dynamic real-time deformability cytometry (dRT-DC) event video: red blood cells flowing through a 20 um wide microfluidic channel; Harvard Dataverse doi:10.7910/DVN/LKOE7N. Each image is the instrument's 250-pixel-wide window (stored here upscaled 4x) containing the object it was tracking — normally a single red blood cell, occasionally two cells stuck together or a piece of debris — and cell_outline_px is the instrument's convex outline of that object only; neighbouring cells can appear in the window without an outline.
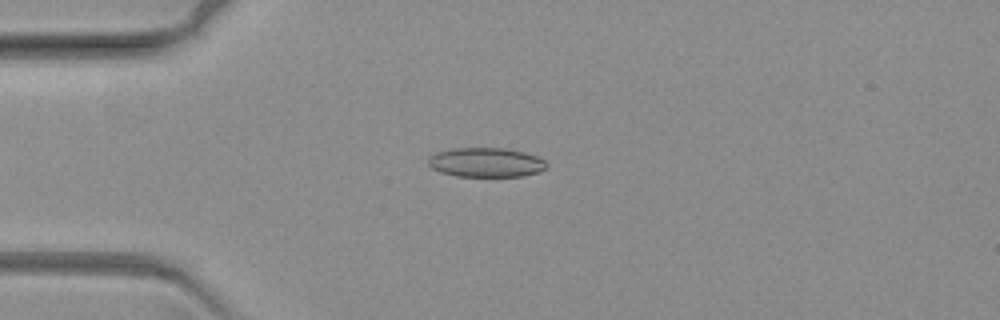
{"species": "common noctule bat (a hibernating species)", "species_latin": "Nyctalus noctula", "temperature_condition": "warm", "stored_images_in_passage": 49, "camera_frame_rate_fps": 3000, "um_per_image_px": 0.085, "animal": {"sex": "female", "body_mass_g": 19.3, "forearm_length_mm": 54.1}, "frame": {"image": 1, "passage_image": 8, "time_ms": 2.333, "image_size_px": [1000, 320], "cell_outline_px": [[548, 168], [540, 172], [524, 176], [456, 176], [440, 172], [432, 168], [428, 164], [428, 156], [436, 152], [452, 148], [508, 148], [524, 152], [536, 156], [544, 160], [548, 164]], "centroid_in_image_um": [41.32, 13.8], "position_along_channel_um": 43.7, "area_um2": 20.52}}
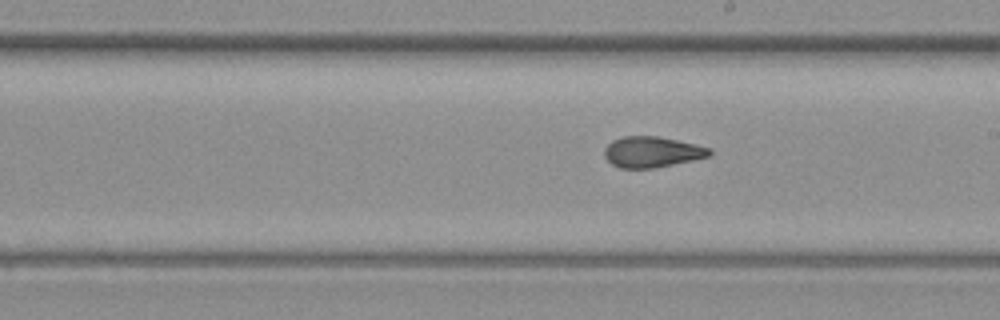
{"frame": {"image": 2, "passage_image": 29, "time_ms": 9.333, "image_size_px": [1000, 320], "cell_outline_px": [[712, 152], [708, 156], [692, 160], [652, 168], [620, 168], [612, 164], [604, 156], [604, 148], [612, 140], [624, 136], [656, 136], [676, 140], [712, 148]], "centroid_in_image_um": [55.39, 12.91], "position_along_channel_um": 233.6, "area_um2": 18.67}}
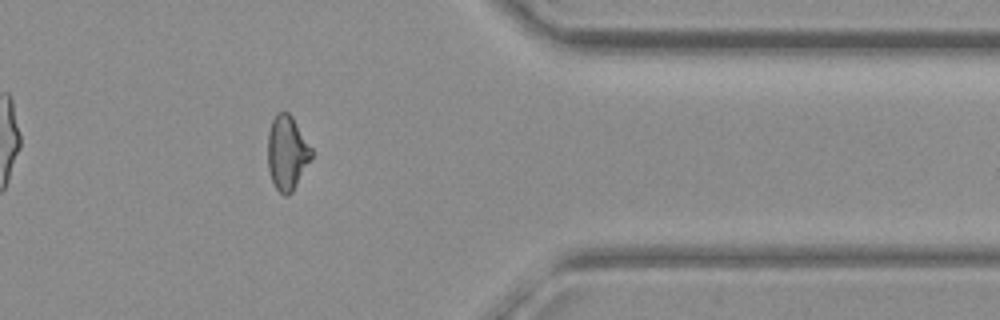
{"frame": {"image": 3, "passage_image": 46, "time_ms": 15.0, "image_size_px": [1000, 320], "cell_outline_px": [[312, 160], [292, 192], [288, 196], [284, 196], [276, 188], [272, 180], [268, 168], [268, 132], [272, 120], [276, 112], [288, 112], [292, 116], [312, 148]], "centroid_in_image_um": [24.41, 12.99], "position_along_channel_um": 387.0, "area_um2": 19.07}}